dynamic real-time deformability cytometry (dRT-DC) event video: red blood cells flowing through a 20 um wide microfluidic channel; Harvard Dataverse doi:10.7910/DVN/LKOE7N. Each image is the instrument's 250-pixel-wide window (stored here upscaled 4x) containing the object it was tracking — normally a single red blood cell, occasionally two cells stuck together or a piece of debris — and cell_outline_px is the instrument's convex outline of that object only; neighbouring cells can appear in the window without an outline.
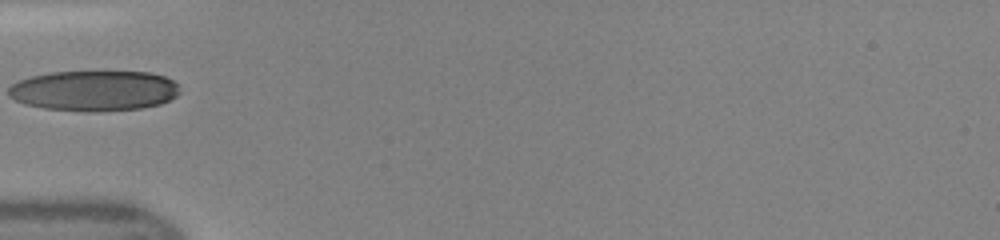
{"species": "human", "species_latin": "Homo sapiens", "temperature_condition": "room temperature", "stored_images_in_passage": 26, "camera_frame_rate_fps": 3000, "um_per_image_px": 0.085, "donor": {"sex": "female"}, "frame": {"image": 1, "passage_image": 1, "time_ms": 0.0, "image_size_px": [1000, 240], "cell_outline_px": [[168, 96], [164, 100], [152, 104], [128, 108], [68, 108], [44, 76], [72, 72], [136, 72], [160, 76], [168, 80]], "centroid_in_image_um": [9.25, 7.59], "position_along_channel_um": 75.7, "area_um2": 27.22}}
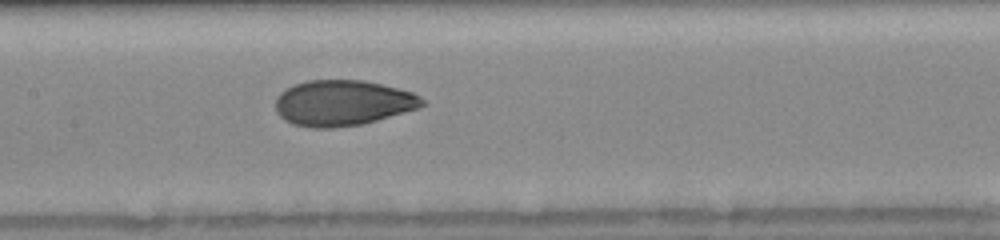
{"frame": {"image": 2, "passage_image": 8, "time_ms": 2.333, "image_size_px": [1000, 240], "cell_outline_px": [[416, 104], [408, 108], [368, 120], [344, 124], [308, 124], [296, 120], [284, 96], [288, 92], [304, 84], [368, 84], [388, 88], [404, 92], [412, 96]], "centroid_in_image_um": [29.3, 8.74], "position_along_channel_um": 178.1, "area_um2": 29.54}}
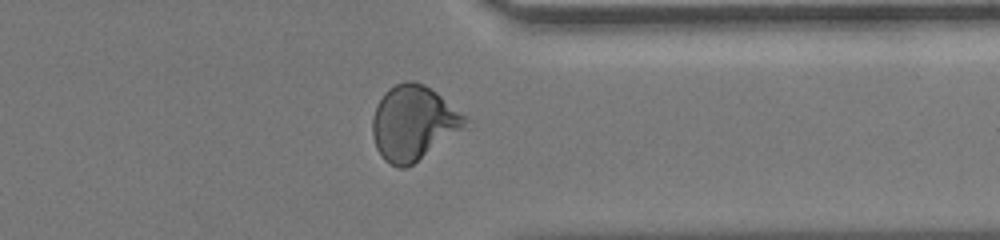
{"frame": {"image": 3, "passage_image": 22, "time_ms": 7.0, "image_size_px": [1000, 240], "cell_outline_px": [[452, 116], [416, 160], [408, 164], [400, 164], [404, 84], [416, 84], [432, 92], [440, 100]], "centroid_in_image_um": [35.72, 10.3], "position_along_channel_um": 375.7, "area_um2": 18.79}}